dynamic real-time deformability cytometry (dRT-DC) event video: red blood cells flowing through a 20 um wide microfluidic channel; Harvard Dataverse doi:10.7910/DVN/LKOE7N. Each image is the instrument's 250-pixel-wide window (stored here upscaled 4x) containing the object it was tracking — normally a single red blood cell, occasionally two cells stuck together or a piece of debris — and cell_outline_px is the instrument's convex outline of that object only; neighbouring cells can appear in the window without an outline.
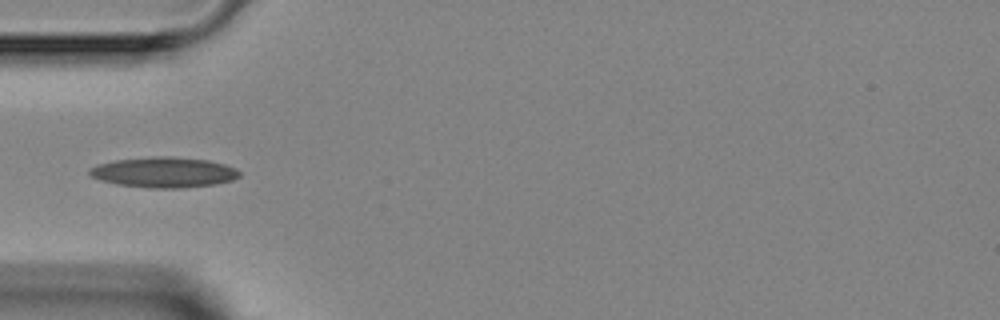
{"species": "Egyptian fruit bat (a non-hibernating species)", "species_latin": "Rousettus aegyptiacus", "temperature_condition": "room temperature", "stored_images_in_passage": 4, "camera_frame_rate_fps": 3000, "um_per_image_px": 0.085, "animal": {"sex": "female"}, "frame": {"image": 1, "passage_image": 4, "time_ms": 3.667, "image_size_px": [1000, 320], "cell_outline_px": [[240, 176], [232, 180], [216, 184], [180, 188], [148, 188], [116, 184], [100, 180], [92, 176], [88, 172], [88, 168], [96, 164], [116, 160], [152, 156], [172, 156], [208, 160], [224, 164], [236, 168], [240, 172]], "centroid_in_image_um": [13.92, 14.64], "position_along_channel_um": 71.1, "area_um2": 26.76}}